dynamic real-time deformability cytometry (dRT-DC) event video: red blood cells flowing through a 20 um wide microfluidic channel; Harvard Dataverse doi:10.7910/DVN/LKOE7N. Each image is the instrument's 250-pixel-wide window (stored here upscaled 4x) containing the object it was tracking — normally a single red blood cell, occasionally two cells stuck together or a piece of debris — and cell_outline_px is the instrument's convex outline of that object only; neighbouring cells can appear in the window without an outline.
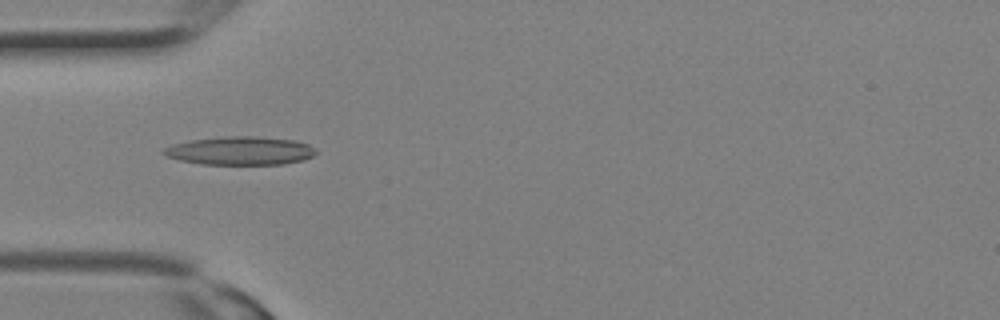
{"species": "Egyptian fruit bat (a non-hibernating species)", "species_latin": "Rousettus aegyptiacus", "temperature_condition": "room temperature", "stored_images_in_passage": 6, "camera_frame_rate_fps": 3000, "um_per_image_px": 0.085, "animal": {"sex": "female"}, "frame": {"image": 1, "passage_image": 1, "time_ms": 0.0, "image_size_px": [1000, 320], "cell_outline_px": [[316, 152], [312, 156], [304, 160], [284, 164], [200, 164], [180, 160], [168, 156], [160, 152], [164, 148], [172, 144], [188, 140], [228, 136], [256, 136], [296, 140], [308, 144], [316, 148]], "centroid_in_image_um": [20.43, 12.81], "position_along_channel_um": 64.6, "area_um2": 25.32}}
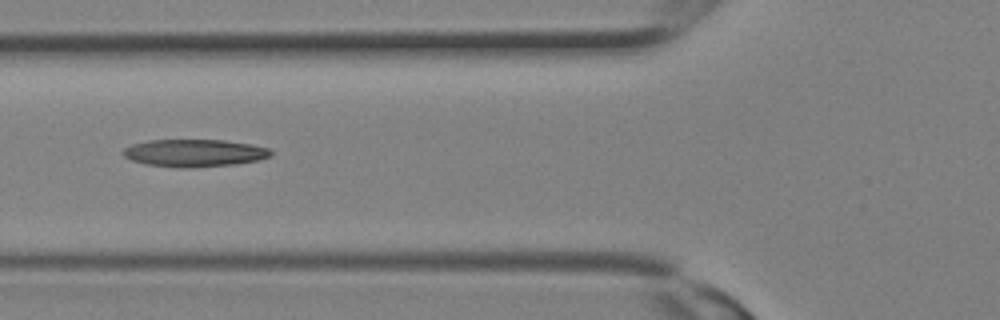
{"frame": {"image": 2, "passage_image": 3, "time_ms": 0.667, "image_size_px": [1000, 320], "cell_outline_px": [[272, 156], [260, 160], [236, 164], [184, 168], [180, 168], [144, 164], [132, 160], [124, 156], [120, 152], [124, 148], [132, 144], [148, 140], [224, 140], [252, 144], [268, 148], [272, 152]], "centroid_in_image_um": [16.52, 13.0], "position_along_channel_um": 109.3, "area_um2": 23.81}}
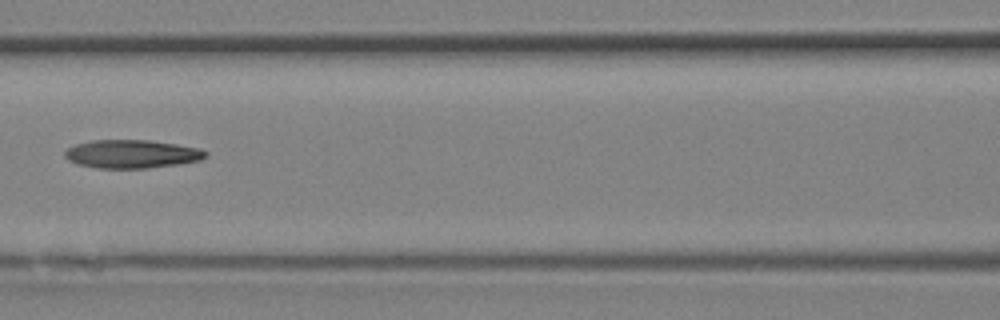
{"frame": {"image": 3, "passage_image": 5, "time_ms": 1.333, "image_size_px": [1000, 320], "cell_outline_px": [[208, 156], [200, 160], [176, 164], [148, 168], [96, 168], [76, 164], [68, 160], [64, 156], [64, 152], [68, 148], [76, 144], [92, 140], [148, 140], [176, 144], [200, 148], [208, 152]], "centroid_in_image_um": [11.19, 13.09], "position_along_channel_um": 155.4, "area_um2": 23.29}}